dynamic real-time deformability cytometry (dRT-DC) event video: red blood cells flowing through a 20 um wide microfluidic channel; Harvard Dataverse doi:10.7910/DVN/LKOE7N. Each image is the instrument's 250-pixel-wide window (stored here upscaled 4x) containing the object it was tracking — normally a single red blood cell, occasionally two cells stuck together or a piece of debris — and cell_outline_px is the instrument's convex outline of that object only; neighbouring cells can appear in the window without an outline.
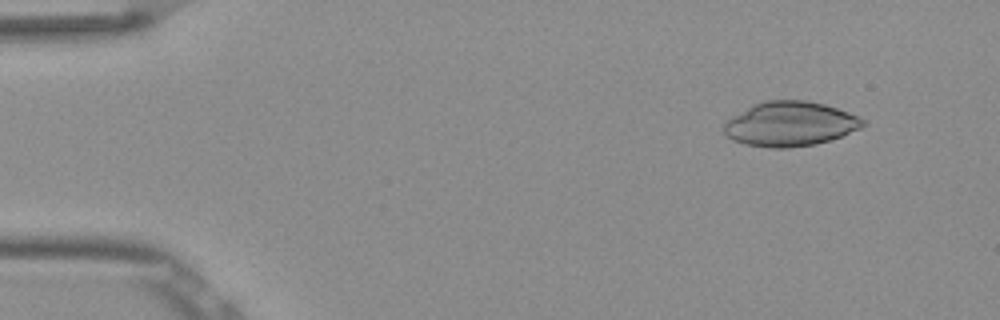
{"species": "Egyptian fruit bat (a non-hibernating species)", "species_latin": "Rousettus aegyptiacus", "temperature_condition": "room temperature", "stored_images_in_passage": 49, "camera_frame_rate_fps": 3000, "um_per_image_px": 0.085, "frame": {"image": 1, "passage_image": 2, "time_ms": 0.333, "image_size_px": [1000, 320], "cell_outline_px": [[864, 124], [860, 128], [840, 136], [816, 144], [788, 148], [768, 148], [744, 144], [732, 140], [724, 132], [724, 124], [732, 116], [764, 100], [808, 100], [824, 104], [848, 112], [864, 120]], "centroid_in_image_um": [67.13, 10.54], "position_along_channel_um": 17.9, "area_um2": 35.78}}
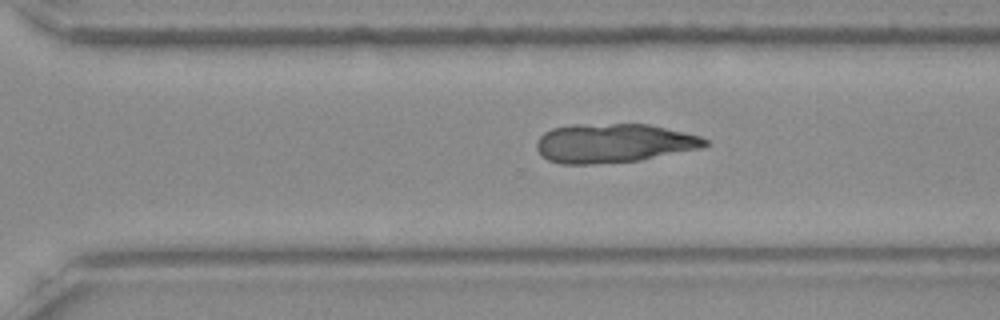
{"frame": {"image": 2, "passage_image": 33, "time_ms": 10.667, "image_size_px": [1000, 320], "cell_outline_px": [[708, 144], [704, 148], [640, 160], [592, 164], [560, 164], [548, 160], [536, 148], [536, 140], [544, 132], [552, 128], [572, 124], [648, 124], [684, 132], [700, 136], [708, 140]], "centroid_in_image_um": [52.16, 12.16], "position_along_channel_um": 318.4, "area_um2": 38.49}}
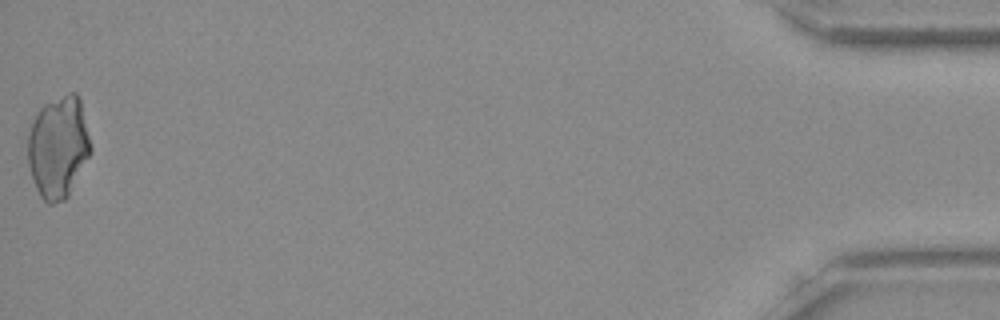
{"frame": {"image": 3, "passage_image": 49, "time_ms": 16.0, "image_size_px": [1000, 320], "cell_outline_px": [[92, 152], [68, 196], [64, 200], [52, 204], [48, 204], [40, 196], [36, 188], [28, 164], [28, 136], [36, 112], [44, 104], [68, 92], [76, 92], [80, 96], [92, 148]], "centroid_in_image_um": [4.97, 12.48], "position_along_channel_um": 430.2, "area_um2": 37.57}}